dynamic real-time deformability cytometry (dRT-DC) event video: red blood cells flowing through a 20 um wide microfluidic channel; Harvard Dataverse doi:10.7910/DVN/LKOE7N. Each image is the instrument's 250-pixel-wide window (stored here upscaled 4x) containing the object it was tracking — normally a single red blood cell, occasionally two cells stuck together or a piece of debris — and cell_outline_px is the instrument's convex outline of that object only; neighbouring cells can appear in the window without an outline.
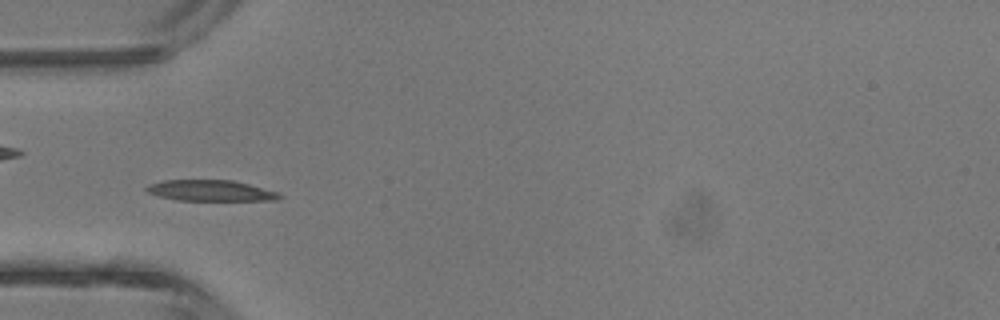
{"species": "common noctule bat (a hibernating species)", "species_latin": "Nyctalus noctula", "temperature_condition": "room temperature", "stored_images_in_passage": 6, "camera_frame_rate_fps": 3000, "um_per_image_px": 0.085, "animal": {"sex": "male", "body_mass_g": 13.3}, "frame": {"image": 1, "passage_image": 5, "time_ms": 4.667, "image_size_px": [1000, 320], "cell_outline_px": [[284, 196], [276, 200], [176, 200], [160, 196], [148, 192], [144, 188], [148, 184], [164, 180], [232, 180], [280, 192]], "centroid_in_image_um": [17.92, 16.2], "position_along_channel_um": 67.1, "area_um2": 16.18}}
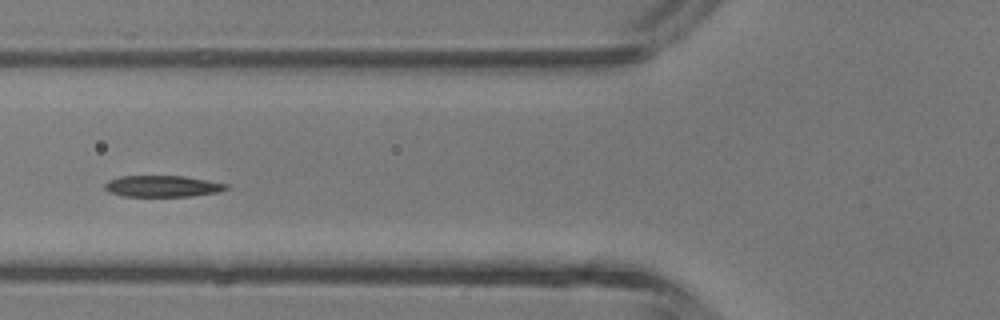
{"frame": {"image": 2, "passage_image": 6, "time_ms": 5.667, "image_size_px": [1000, 320], "cell_outline_px": [[228, 188], [220, 192], [192, 196], [124, 196], [108, 192], [104, 188], [104, 184], [108, 180], [120, 176], [184, 176], [208, 180], [228, 184]], "centroid_in_image_um": [13.81, 15.82], "position_along_channel_um": 112.0, "area_um2": 15.2}}